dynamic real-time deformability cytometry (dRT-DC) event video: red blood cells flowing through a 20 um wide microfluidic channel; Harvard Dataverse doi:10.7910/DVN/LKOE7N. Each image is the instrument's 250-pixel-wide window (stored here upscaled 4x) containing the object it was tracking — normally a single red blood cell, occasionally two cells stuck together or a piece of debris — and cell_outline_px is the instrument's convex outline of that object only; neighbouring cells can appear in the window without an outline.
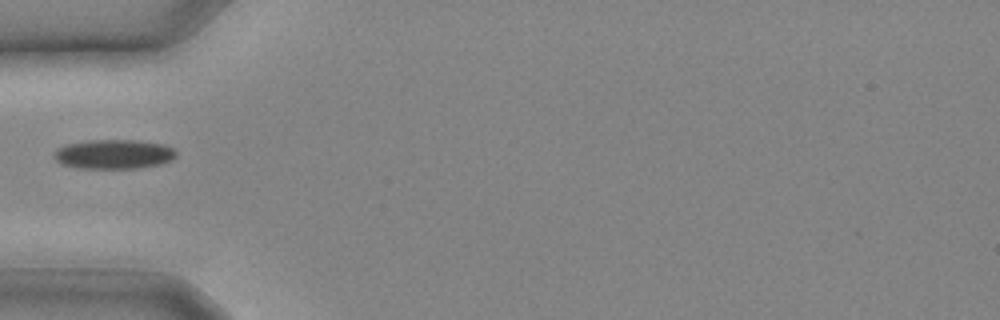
{"species": "common noctule bat (a hibernating species)", "species_latin": "Nyctalus noctula", "temperature_condition": "cold", "stored_images_in_passage": 2, "camera_frame_rate_fps": 3000, "um_per_image_px": 0.085, "animal": {"sex": "male", "body_mass_g": 20.4}, "frame": {"image": 1, "passage_image": 1, "time_ms": 0.0, "image_size_px": [1000, 320], "cell_outline_px": [[176, 156], [172, 160], [160, 164], [136, 168], [76, 168], [60, 164], [52, 156], [52, 152], [56, 148], [64, 144], [88, 140], [136, 140], [164, 144], [172, 148], [176, 152]], "centroid_in_image_um": [9.6, 13.1], "position_along_channel_um": 75.4, "area_um2": 21.21}}